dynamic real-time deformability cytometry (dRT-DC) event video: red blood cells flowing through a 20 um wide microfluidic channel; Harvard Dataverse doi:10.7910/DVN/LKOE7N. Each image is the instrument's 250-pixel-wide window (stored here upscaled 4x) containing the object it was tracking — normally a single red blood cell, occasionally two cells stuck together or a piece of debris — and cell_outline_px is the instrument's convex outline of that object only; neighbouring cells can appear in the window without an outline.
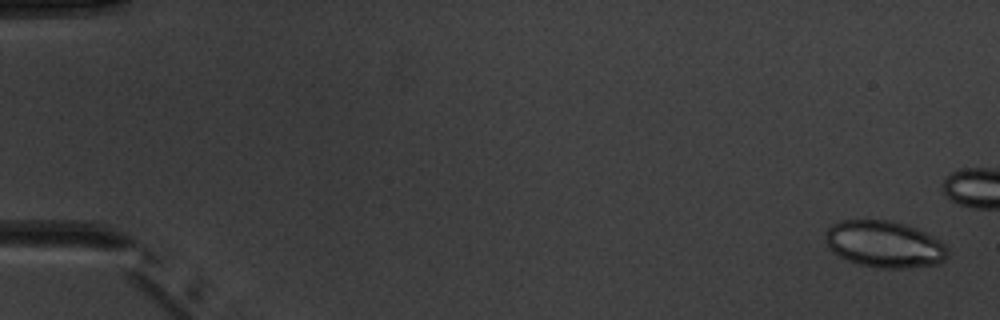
{"species": "common noctule bat (a hibernating species)", "species_latin": "Nyctalus noctula", "temperature_condition": "warm", "stored_images_in_passage": 5, "camera_frame_rate_fps": 3000, "um_per_image_px": 0.085, "animal": {"sex": "male", "body_mass_g": 20.1, "forearm_length_mm": 53.5}, "frame": {"image": 1, "passage_image": 1, "time_ms": 0.0, "image_size_px": [1000, 320], "cell_outline_px": [[948, 256], [940, 264], [908, 268], [880, 268], [856, 264], [832, 252], [828, 248], [824, 236], [824, 232], [832, 224], [840, 220], [892, 220], [920, 228], [940, 240], [944, 244], [948, 252]], "centroid_in_image_um": [75.18, 20.75], "position_along_channel_um": 9.8, "area_um2": 33.87}}